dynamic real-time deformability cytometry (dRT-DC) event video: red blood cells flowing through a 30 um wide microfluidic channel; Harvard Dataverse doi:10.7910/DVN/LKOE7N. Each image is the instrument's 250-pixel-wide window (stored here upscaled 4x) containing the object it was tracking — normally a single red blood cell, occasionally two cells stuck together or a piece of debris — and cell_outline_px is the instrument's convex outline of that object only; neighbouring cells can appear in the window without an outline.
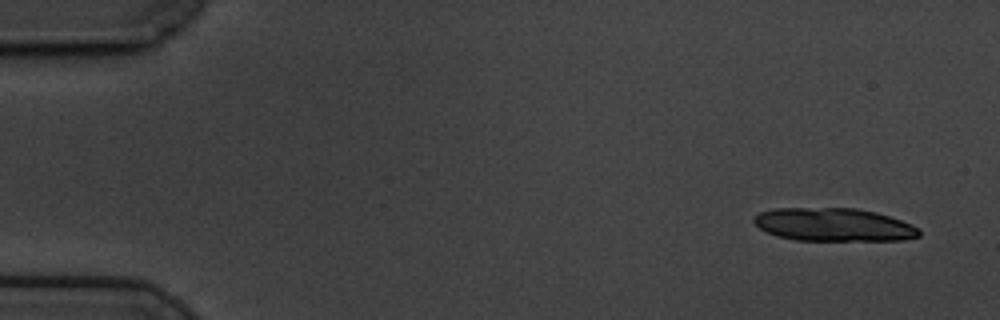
{"species": "common noctule bat (a hibernating species)", "species_latin": "Nyctalus noctula", "temperature_condition": "cold", "stored_images_in_passage": 15, "camera_frame_rate_fps": 3000, "um_per_image_px": 0.085, "animal": {"sex": "male", "body_mass_g": 19.5, "forearm_length_mm": 54.6}, "frame": {"image": 1, "passage_image": 1, "time_ms": 0.0, "image_size_px": [1000, 320], "cell_outline_px": [[920, 236], [904, 240], [796, 240], [776, 236], [760, 228], [752, 220], [760, 212], [772, 208], [856, 208], [876, 212], [912, 224], [920, 228]], "centroid_in_image_um": [70.88, 19.1], "position_along_channel_um": 14.1, "area_um2": 31.91}}